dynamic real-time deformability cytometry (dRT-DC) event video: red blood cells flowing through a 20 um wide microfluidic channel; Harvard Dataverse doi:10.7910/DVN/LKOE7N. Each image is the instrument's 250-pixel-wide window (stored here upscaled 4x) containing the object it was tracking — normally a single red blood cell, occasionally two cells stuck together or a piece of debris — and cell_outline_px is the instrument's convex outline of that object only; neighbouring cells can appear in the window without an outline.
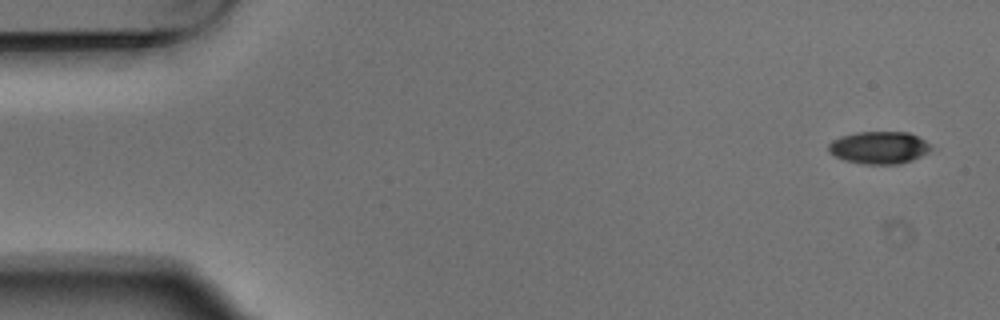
{"species": "Egyptian fruit bat (a non-hibernating species)", "species_latin": "Rousettus aegyptiacus", "temperature_condition": "warm", "stored_images_in_passage": 4, "camera_frame_rate_fps": 3000, "um_per_image_px": 0.085, "animal": {"sex": "male"}, "frame": {"image": 1, "passage_image": 1, "time_ms": 0.0, "image_size_px": [1000, 320], "cell_outline_px": [[932, 148], [928, 152], [912, 160], [900, 164], [864, 164], [844, 160], [828, 152], [828, 144], [832, 140], [840, 136], [856, 132], [908, 132], [924, 140]], "centroid_in_image_um": [74.68, 12.54], "position_along_channel_um": 10.3, "area_um2": 19.31}}
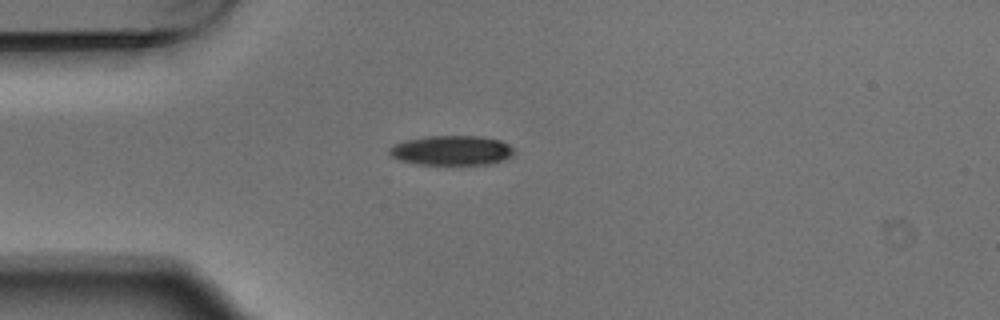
{"frame": {"image": 2, "passage_image": 4, "time_ms": 1.0, "image_size_px": [1000, 320], "cell_outline_px": [[516, 152], [512, 156], [504, 160], [488, 164], [416, 164], [400, 160], [392, 156], [388, 152], [388, 148], [392, 144], [404, 140], [428, 136], [480, 136], [500, 140], [508, 144]], "centroid_in_image_um": [38.37, 12.78], "position_along_channel_um": 46.6, "area_um2": 21.68}}